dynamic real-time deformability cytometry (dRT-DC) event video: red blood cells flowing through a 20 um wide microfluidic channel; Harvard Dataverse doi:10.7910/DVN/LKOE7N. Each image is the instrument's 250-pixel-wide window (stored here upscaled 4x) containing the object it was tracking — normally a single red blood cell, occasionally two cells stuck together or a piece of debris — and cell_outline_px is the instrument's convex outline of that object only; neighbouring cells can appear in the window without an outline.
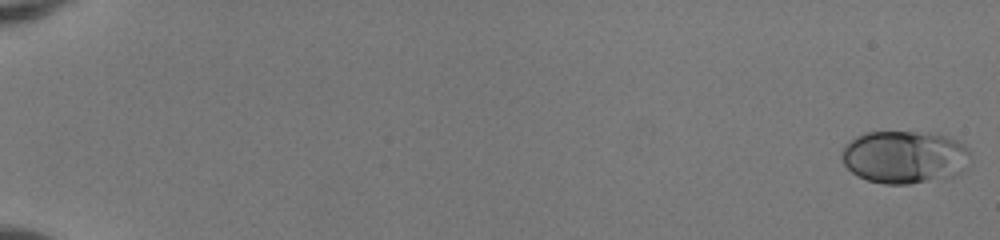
{"species": "human", "species_latin": "Homo sapiens", "temperature_condition": "room temperature", "stored_images_in_passage": 52, "camera_frame_rate_fps": 3000, "um_per_image_px": 0.085, "donor": {"sex": "female"}, "frame": {"image": 1, "passage_image": 1, "time_ms": 0.0, "image_size_px": [1000, 240], "cell_outline_px": [[972, 164], [964, 172], [956, 176], [908, 184], [884, 184], [868, 180], [852, 172], [844, 164], [840, 156], [840, 152], [844, 144], [856, 136], [864, 132], [912, 132], [948, 136], [964, 144], [972, 152]], "centroid_in_image_um": [76.94, 13.35], "position_along_channel_um": 8.1, "area_um2": 40.29}}
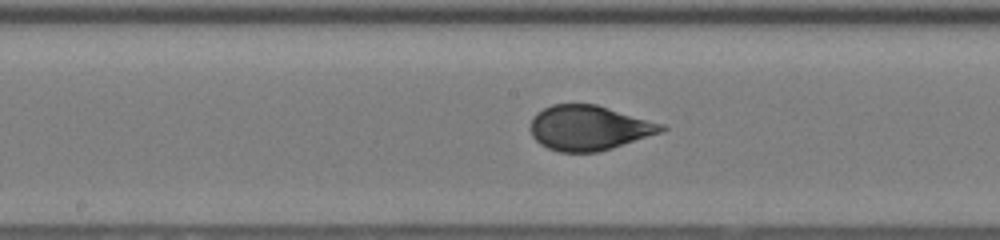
{"frame": {"image": 2, "passage_image": 30, "time_ms": 9.667, "image_size_px": [1000, 240], "cell_outline_px": [[668, 128], [660, 132], [600, 152], [560, 152], [548, 148], [540, 144], [532, 136], [528, 128], [532, 116], [536, 112], [552, 104], [596, 104], [664, 124]], "centroid_in_image_um": [50.01, 10.86], "position_along_channel_um": 198.2, "area_um2": 34.33}}
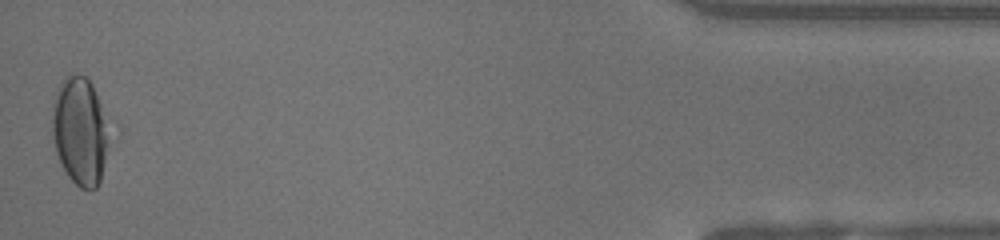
{"frame": {"image": 3, "passage_image": 52, "time_ms": 17.0, "image_size_px": [1000, 240], "cell_outline_px": [[120, 132], [100, 180], [96, 188], [80, 188], [68, 176], [60, 164], [56, 152], [52, 132], [52, 104], [56, 92], [60, 84], [68, 72], [84, 76], [92, 84], [120, 124]], "centroid_in_image_um": [7.03, 11.1], "position_along_channel_um": 428.2, "area_um2": 39.77}, "authors_computed_cell_mechanics": {"area_um2": 34.7667, "velocity_mm_per_s": 4.1107, "shape_relaxation_time_tau1_ms": 4.5092, "shape_relaxation_time_tau2_ms": null, "deformation_change_tau1": 0.1699, "deformation_change_tau2": null}}